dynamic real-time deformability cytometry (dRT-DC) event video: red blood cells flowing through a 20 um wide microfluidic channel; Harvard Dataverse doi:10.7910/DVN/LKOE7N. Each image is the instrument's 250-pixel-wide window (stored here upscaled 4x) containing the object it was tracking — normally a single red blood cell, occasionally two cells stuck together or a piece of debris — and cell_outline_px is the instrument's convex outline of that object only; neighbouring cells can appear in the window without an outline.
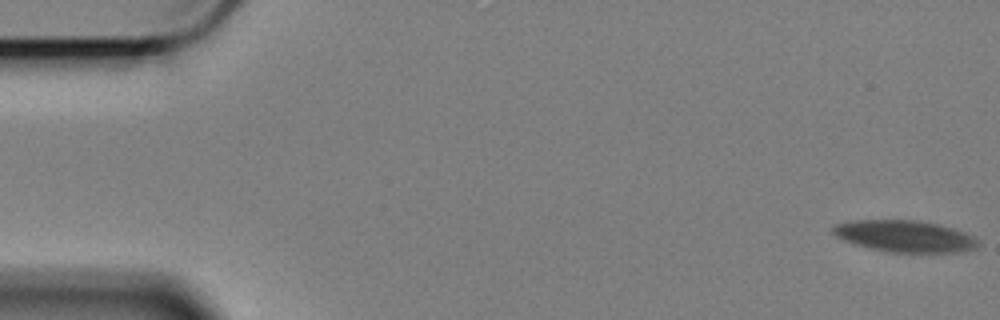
{"species": "Egyptian fruit bat (a non-hibernating species)", "species_latin": "Rousettus aegyptiacus", "temperature_condition": "cold", "stored_images_in_passage": 61, "segment_of_instrument_passage": [1, 2], "camera_frame_rate_fps": 3000, "um_per_image_px": 0.085, "animal": {"sex": "female"}, "frame": {"image": 1, "passage_image": 1, "time_ms": 0.0, "image_size_px": [1000, 320], "cell_outline_px": [[980, 244], [976, 248], [960, 252], [888, 252], [856, 244], [836, 236], [832, 232], [832, 228], [836, 224], [856, 220], [916, 220], [936, 224], [952, 228], [972, 236]], "centroid_in_image_um": [76.91, 20.08], "position_along_channel_um": 8.1, "area_um2": 26.3}}
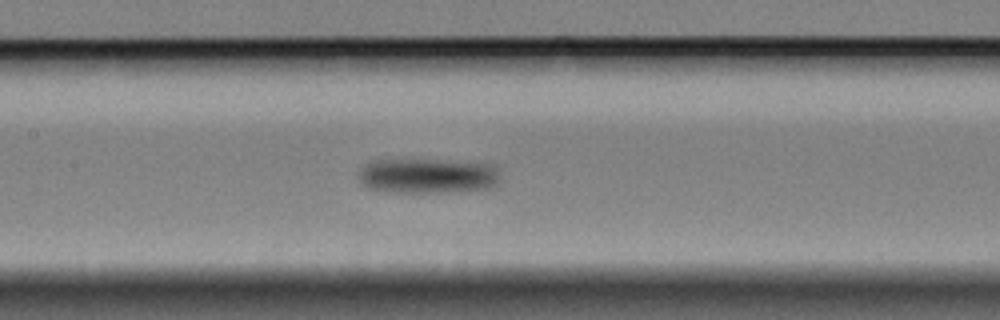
{"frame": {"image": 2, "passage_image": 28, "time_ms": 9.0, "image_size_px": [1000, 320], "cell_outline_px": [[500, 180], [492, 188], [448, 192], [384, 192], [368, 188], [360, 180], [360, 172], [368, 164], [376, 160], [436, 160], [492, 164], [496, 168], [500, 176]], "centroid_in_image_um": [36.4, 14.96], "position_along_channel_um": 171.0, "area_um2": 28.67}}
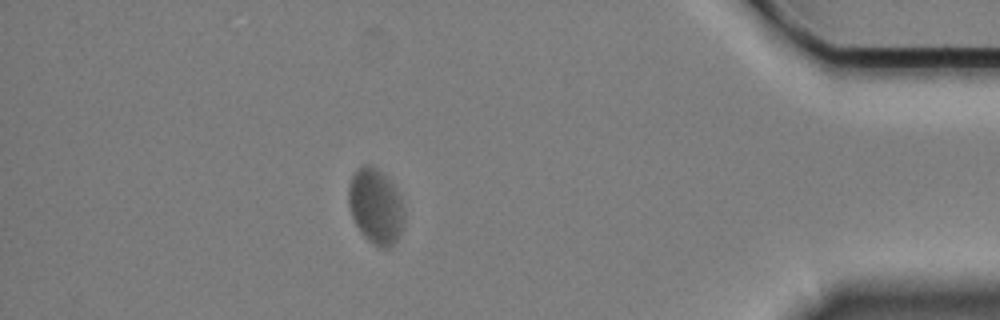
{"frame": {"image": 3, "passage_image": 53, "time_ms": 17.333, "image_size_px": [1000, 320], "cell_outline_px": [[404, 220], [400, 232], [392, 248], [380, 248], [372, 244], [360, 232], [352, 216], [348, 204], [348, 184], [356, 168], [364, 164], [368, 164], [376, 168], [392, 184], [400, 200], [404, 212]], "centroid_in_image_um": [31.9, 17.56], "position_along_channel_um": 403.3, "area_um2": 24.28}}